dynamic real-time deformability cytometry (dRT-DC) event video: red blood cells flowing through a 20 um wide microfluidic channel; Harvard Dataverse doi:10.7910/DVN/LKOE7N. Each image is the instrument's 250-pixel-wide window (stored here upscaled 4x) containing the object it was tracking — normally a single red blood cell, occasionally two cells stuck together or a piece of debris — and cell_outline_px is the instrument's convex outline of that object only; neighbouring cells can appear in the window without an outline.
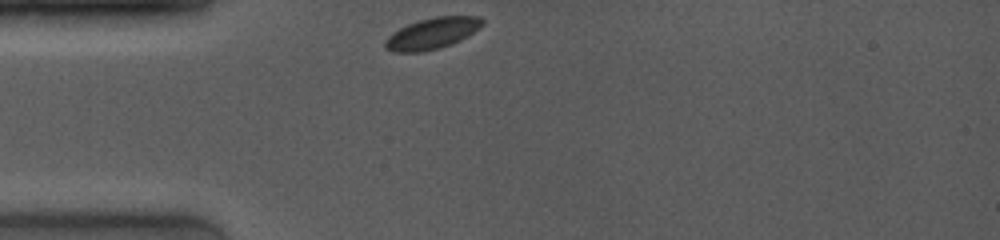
{"species": "common noctule bat (a hibernating species)", "species_latin": "Nyctalus noctula", "temperature_condition": "room temperature", "stored_images_in_passage": 10, "camera_frame_rate_fps": 4000, "um_per_image_px": 0.085, "animal": {"sex": "female", "body_mass_g": 19.0, "forearm_length_mm": 53.3}, "frame": {"image": 1, "passage_image": 1, "time_ms": 0.0, "image_size_px": [1000, 240], "cell_outline_px": [[484, 24], [460, 40], [440, 48], [420, 52], [392, 52], [384, 48], [384, 40], [388, 36], [400, 28], [408, 24], [420, 20], [436, 16], [480, 16], [484, 20]], "centroid_in_image_um": [36.71, 2.84], "position_along_channel_um": 48.3, "area_um2": 17.57}}
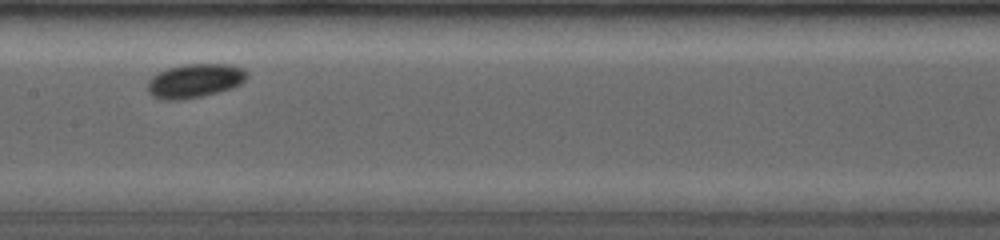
{"frame": {"image": 2, "passage_image": 5, "time_ms": 4.0, "image_size_px": [1000, 240], "cell_outline_px": [[248, 76], [240, 84], [232, 88], [200, 96], [180, 100], [160, 100], [152, 96], [148, 92], [148, 80], [152, 76], [168, 68], [184, 64], [228, 64], [244, 68], [248, 72]], "centroid_in_image_um": [16.55, 6.86], "position_along_channel_um": 190.8, "area_um2": 19.65}}
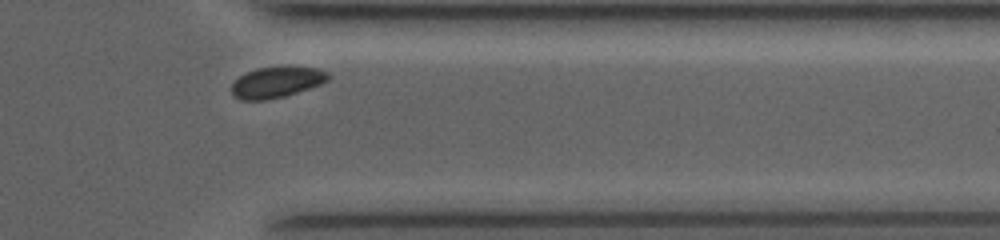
{"frame": {"image": 3, "passage_image": 10, "time_ms": 9.0, "image_size_px": [1000, 240], "cell_outline_px": [[332, 76], [328, 80], [320, 84], [284, 96], [264, 100], [240, 100], [232, 96], [232, 84], [240, 76], [256, 68], [320, 68], [328, 72]], "centroid_in_image_um": [23.5, 7.01], "position_along_channel_um": 387.9, "area_um2": 16.99}, "authors_computed_cell_mechanics": {"area_um2": 18.4382, "velocity_mm_per_s": 3.9131, "shape_relaxation_time_tau1_ms": null, "shape_relaxation_time_tau2_ms": 3.9369, "deformation_change_tau1": null, "deformation_change_tau2": 0.0215}}